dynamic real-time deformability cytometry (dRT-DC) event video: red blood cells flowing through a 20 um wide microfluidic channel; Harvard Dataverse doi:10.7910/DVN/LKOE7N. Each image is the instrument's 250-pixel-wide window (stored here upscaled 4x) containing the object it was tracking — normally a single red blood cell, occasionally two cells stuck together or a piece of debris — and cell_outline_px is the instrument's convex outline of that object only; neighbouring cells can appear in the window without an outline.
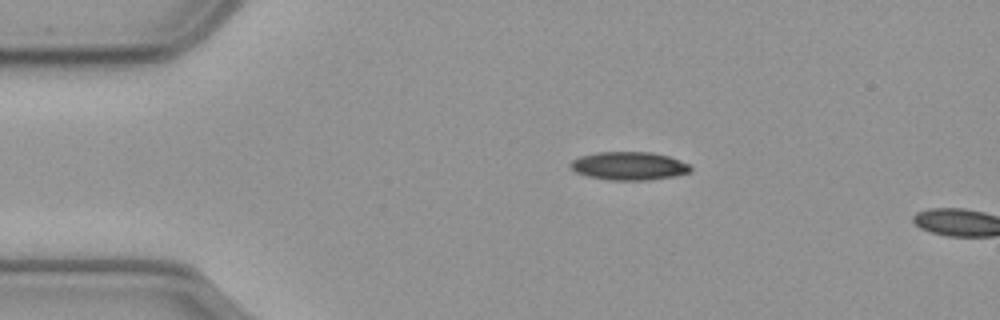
{"species": "common noctule bat (a hibernating species)", "species_latin": "Nyctalus noctula", "temperature_condition": "cold", "stored_images_in_passage": 12, "camera_frame_rate_fps": 3000, "um_per_image_px": 0.085, "animal": {"sex": "male", "body_mass_g": 23.1, "forearm_length_mm": 52.7}, "frame": {"image": 1, "passage_image": 10, "time_ms": 3.0, "image_size_px": [1000, 320], "cell_outline_px": [[692, 172], [676, 176], [648, 180], [608, 180], [588, 176], [576, 172], [568, 164], [572, 160], [580, 156], [596, 152], [652, 152], [668, 156], [688, 164], [692, 168]], "centroid_in_image_um": [53.47, 14.1], "position_along_channel_um": 31.5, "area_um2": 19.83}}